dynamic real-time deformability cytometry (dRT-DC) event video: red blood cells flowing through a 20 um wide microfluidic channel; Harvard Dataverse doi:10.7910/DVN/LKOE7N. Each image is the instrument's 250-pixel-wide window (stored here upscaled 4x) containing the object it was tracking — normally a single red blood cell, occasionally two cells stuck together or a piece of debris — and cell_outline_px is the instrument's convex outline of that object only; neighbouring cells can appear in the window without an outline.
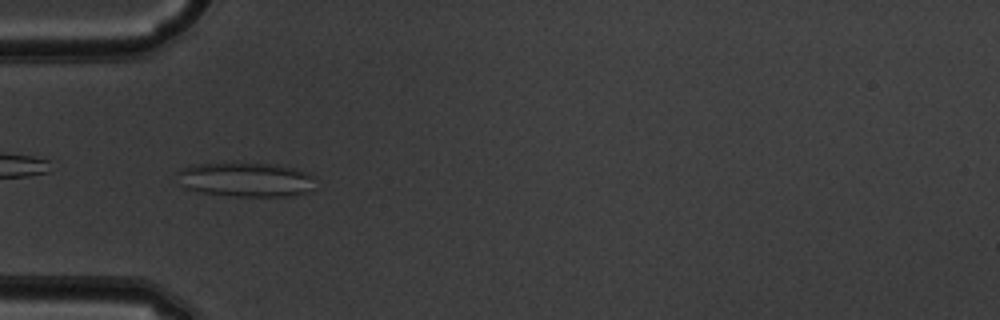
{"species": "common noctule bat (a hibernating species)", "species_latin": "Nyctalus noctula", "temperature_condition": "warm", "stored_images_in_passage": 37, "camera_frame_rate_fps": 3000, "um_per_image_px": 0.085, "animal": {"sex": "male", "body_mass_g": 19.5, "forearm_length_mm": 54.6}, "frame": {"image": 1, "passage_image": 2, "time_ms": 0.333, "image_size_px": [1000, 320], "cell_outline_px": [[312, 188], [304, 192], [288, 196], [232, 196], [196, 192], [184, 188], [180, 184], [176, 172], [180, 168], [192, 164], [232, 160], [236, 160], [276, 164], [296, 168], [308, 172], [312, 176]], "centroid_in_image_um": [20.77, 15.21], "position_along_channel_um": 64.2, "area_um2": 28.84}}
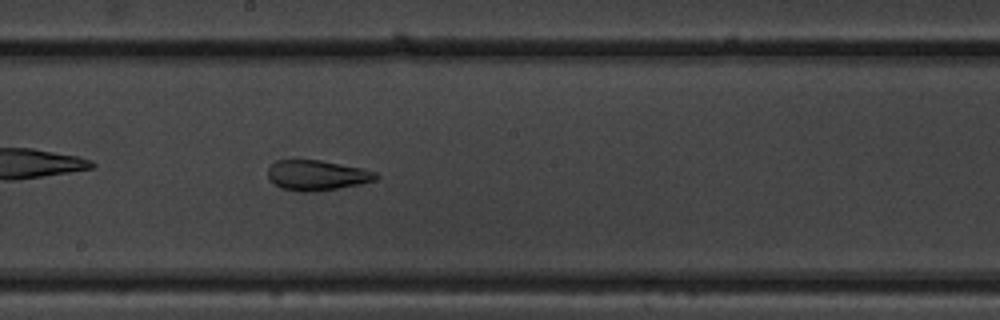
{"frame": {"image": 2, "passage_image": 14, "time_ms": 4.333, "image_size_px": [1000, 320], "cell_outline_px": [[380, 176], [376, 180], [360, 184], [340, 188], [312, 192], [300, 192], [280, 188], [268, 180], [268, 168], [276, 160], [320, 160], [360, 168], [376, 172]], "centroid_in_image_um": [26.92, 14.91], "position_along_channel_um": 221.3, "area_um2": 19.13}}
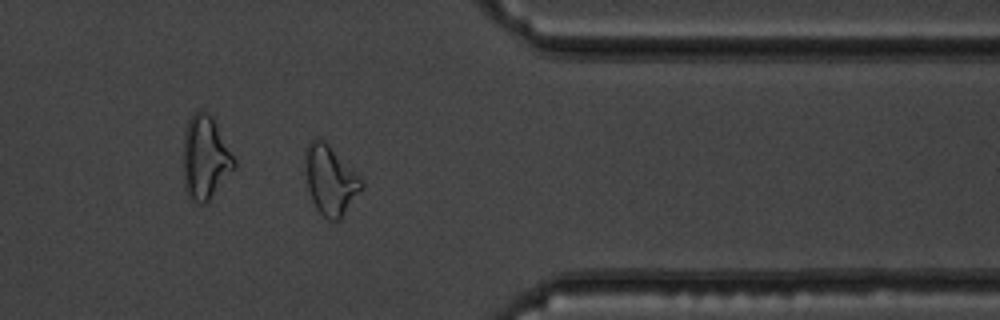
{"frame": {"image": 3, "passage_image": 27, "time_ms": 8.667, "image_size_px": [1000, 320], "cell_outline_px": [[364, 188], [340, 220], [328, 220], [316, 208], [312, 200], [308, 188], [304, 172], [304, 152], [308, 144], [316, 136], [324, 140], [364, 180]], "centroid_in_image_um": [28.08, 15.3], "position_along_channel_um": 383.3, "area_um2": 23.12}, "authors_computed_cell_mechanics": {"area_um2": 20.23, "velocity_mm_per_s": 3.9732, "shape_relaxation_time_tau1_ms": null, "shape_relaxation_time_tau2_ms": 2.1987, "deformation_change_tau1": null, "deformation_change_tau2": 0.1215}}